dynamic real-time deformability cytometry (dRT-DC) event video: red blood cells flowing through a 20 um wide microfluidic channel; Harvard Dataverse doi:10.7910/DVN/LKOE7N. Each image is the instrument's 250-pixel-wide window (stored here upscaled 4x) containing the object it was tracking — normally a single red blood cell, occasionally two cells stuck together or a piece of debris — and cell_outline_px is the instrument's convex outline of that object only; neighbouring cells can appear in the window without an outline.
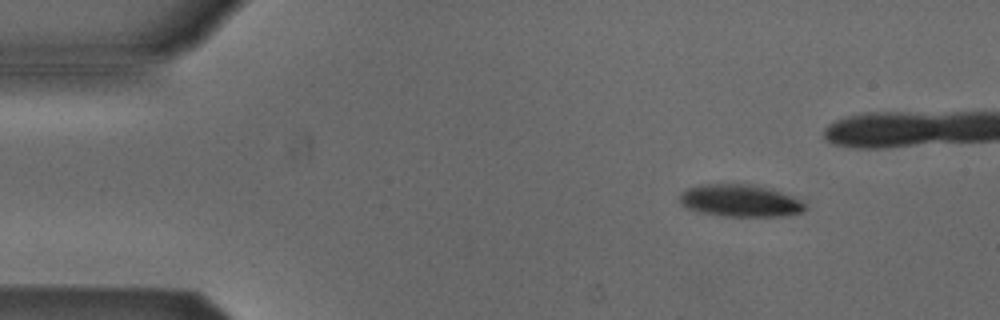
{"species": "Egyptian fruit bat (a non-hibernating species)", "species_latin": "Rousettus aegyptiacus", "temperature_condition": "cold", "stored_images_in_passage": 4, "camera_frame_rate_fps": 3000, "um_per_image_px": 0.085, "animal": {"sex": "male"}, "frame": {"image": 1, "passage_image": 1, "time_ms": 0.0, "image_size_px": [1000, 320], "cell_outline_px": [[808, 208], [804, 212], [780, 216], [720, 216], [696, 212], [680, 204], [680, 192], [688, 188], [700, 184], [748, 184], [772, 188], [792, 196], [800, 200]], "centroid_in_image_um": [62.9, 17.06], "position_along_channel_um": 22.1, "area_um2": 23.81}}